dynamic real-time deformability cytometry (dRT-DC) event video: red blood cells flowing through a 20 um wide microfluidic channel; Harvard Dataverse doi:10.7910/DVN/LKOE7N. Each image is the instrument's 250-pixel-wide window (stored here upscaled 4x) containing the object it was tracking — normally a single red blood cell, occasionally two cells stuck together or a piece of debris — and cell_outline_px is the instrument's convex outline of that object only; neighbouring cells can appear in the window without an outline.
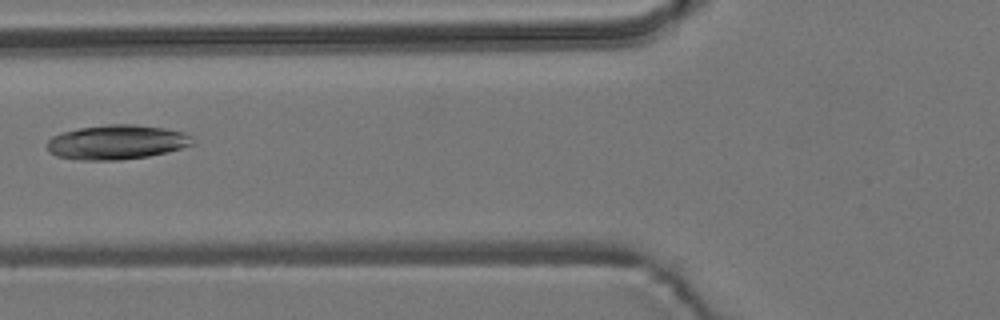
{"species": "common noctule bat (a hibernating species)", "species_latin": "Nyctalus noctula", "temperature_condition": "room temperature", "stored_images_in_passage": 6, "camera_frame_rate_fps": 3000, "um_per_image_px": 0.085, "animal": {"sex": "male", "body_mass_g": 19.2, "forearm_length_mm": 51.8}, "frame": {"image": 1, "passage_image": 5, "time_ms": 6.0, "image_size_px": [1000, 320], "cell_outline_px": [[196, 144], [168, 152], [148, 156], [120, 160], [80, 160], [56, 156], [48, 152], [48, 140], [52, 136], [64, 132], [80, 128], [108, 124], [136, 124], [164, 128], [180, 132], [192, 136]], "centroid_in_image_um": [9.94, 12.09], "position_along_channel_um": 115.9, "area_um2": 29.3}}
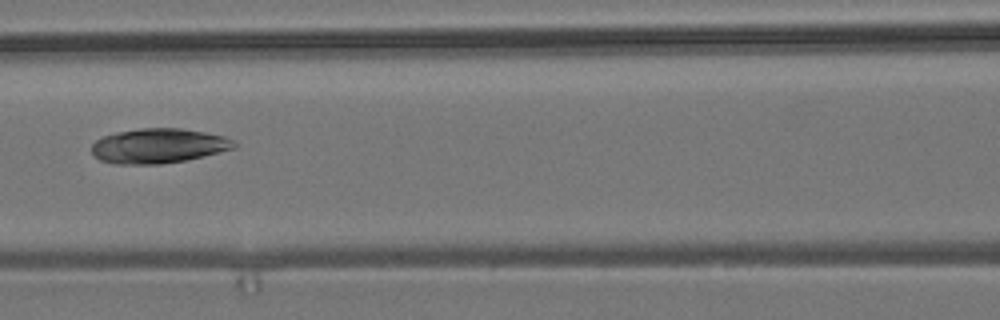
{"frame": {"image": 2, "passage_image": 6, "time_ms": 7.0, "image_size_px": [1000, 320], "cell_outline_px": [[236, 148], [184, 160], [160, 164], [116, 164], [100, 160], [92, 152], [92, 144], [96, 140], [104, 136], [116, 132], [140, 128], [180, 128], [204, 132], [224, 136], [232, 140], [236, 144]], "centroid_in_image_um": [13.45, 12.39], "position_along_channel_um": 153.1, "area_um2": 28.61}}